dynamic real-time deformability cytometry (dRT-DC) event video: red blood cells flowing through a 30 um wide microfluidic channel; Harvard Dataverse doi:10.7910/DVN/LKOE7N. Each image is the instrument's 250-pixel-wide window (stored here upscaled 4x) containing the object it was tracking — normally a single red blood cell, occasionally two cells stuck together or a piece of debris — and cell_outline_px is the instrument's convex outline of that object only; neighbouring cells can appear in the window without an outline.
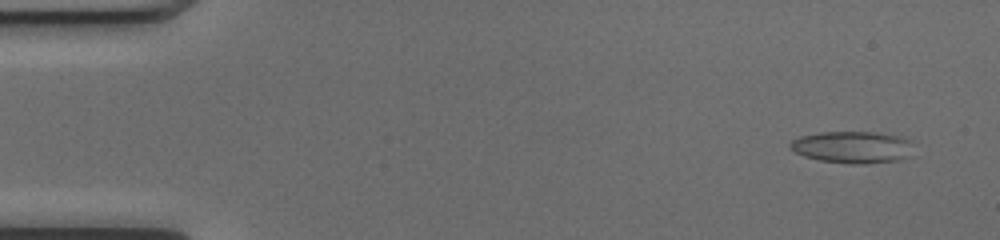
{"species": "common noctule bat (a hibernating species)", "species_latin": "Nyctalus noctula", "temperature_condition": "cold", "stored_images_in_passage": 51, "camera_frame_rate_fps": 3000, "um_per_image_px": 0.085, "animal": {"sex": "female", "body_mass_g": 17.0, "forearm_length_mm": 48.0}, "frame": {"image": 1, "passage_image": 3, "time_ms": 0.667, "image_size_px": [1000, 240], "cell_outline_px": [[912, 156], [900, 160], [864, 164], [848, 164], [820, 160], [804, 156], [788, 148], [788, 144], [792, 140], [800, 136], [820, 132], [876, 132], [900, 136], [912, 140]], "centroid_in_image_um": [72.49, 12.51], "position_along_channel_um": 12.5, "area_um2": 23.35}}
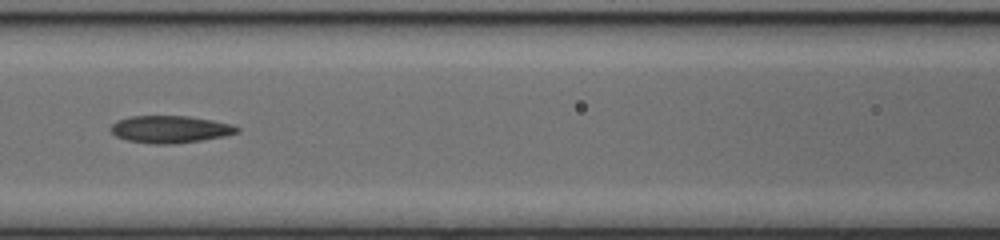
{"frame": {"image": 2, "passage_image": 23, "time_ms": 7.333, "image_size_px": [1000, 240], "cell_outline_px": [[240, 132], [224, 136], [200, 140], [172, 144], [156, 144], [128, 140], [116, 136], [108, 128], [116, 120], [128, 116], [188, 116], [212, 120], [232, 124], [240, 128]], "centroid_in_image_um": [14.45, 10.98], "position_along_channel_um": 152.2, "area_um2": 20.06}}
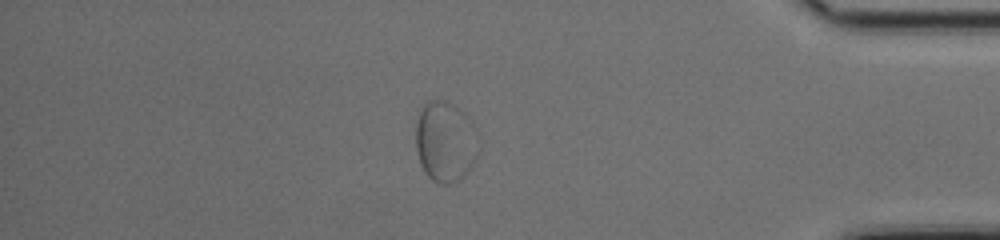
{"frame": {"image": 3, "passage_image": 44, "time_ms": 14.333, "image_size_px": [1000, 240], "cell_outline_px": [[480, 148], [472, 164], [464, 176], [460, 180], [448, 184], [440, 184], [432, 180], [424, 172], [420, 164], [416, 148], [416, 120], [420, 112], [428, 100], [448, 100], [460, 108], [468, 116], [472, 124], [480, 144]], "centroid_in_image_um": [37.86, 12.03], "position_along_channel_um": 397.3, "area_um2": 29.82}, "authors_computed_cell_mechanics": {"area_um2": 20.9814, "velocity_mm_per_s": 4.0109, "shape_relaxation_time_tau1_ms": null, "shape_relaxation_time_tau2_ms": 2.8534, "deformation_change_tau1": null, "deformation_change_tau2": 0.0951}}